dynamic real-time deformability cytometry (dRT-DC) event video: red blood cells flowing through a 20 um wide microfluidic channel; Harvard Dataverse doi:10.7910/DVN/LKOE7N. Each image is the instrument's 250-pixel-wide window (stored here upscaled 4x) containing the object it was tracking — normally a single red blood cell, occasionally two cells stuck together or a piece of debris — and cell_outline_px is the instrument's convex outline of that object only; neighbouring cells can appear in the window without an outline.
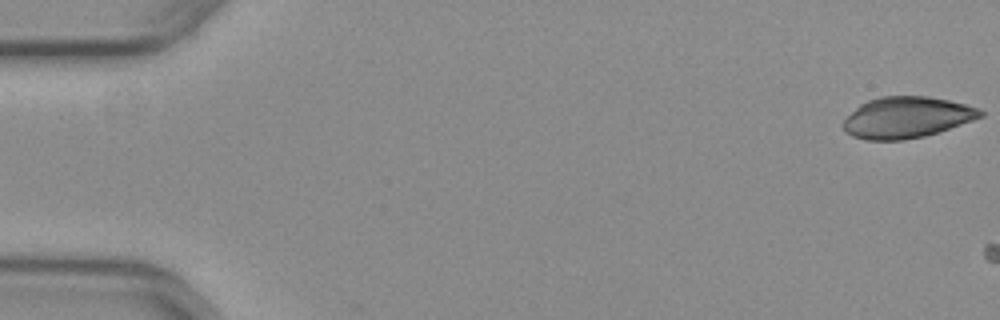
{"species": "common noctule bat (a hibernating species)", "species_latin": "Nyctalus noctula", "temperature_condition": "warm", "stored_images_in_passage": 3, "camera_frame_rate_fps": 3000, "um_per_image_px": 0.085, "animal": {"sex": "female", "body_mass_g": 29.2, "forearm_length_mm": 56.3}, "frame": {"image": 1, "passage_image": 1, "time_ms": 0.0, "image_size_px": [1000, 320], "cell_outline_px": [[984, 116], [924, 136], [904, 140], [864, 140], [852, 136], [844, 132], [844, 120], [860, 104], [868, 100], [880, 96], [928, 96], [948, 100], [964, 104], [976, 108], [984, 112]], "centroid_in_image_um": [77.03, 9.98], "position_along_channel_um": 8.0, "area_um2": 32.6}}